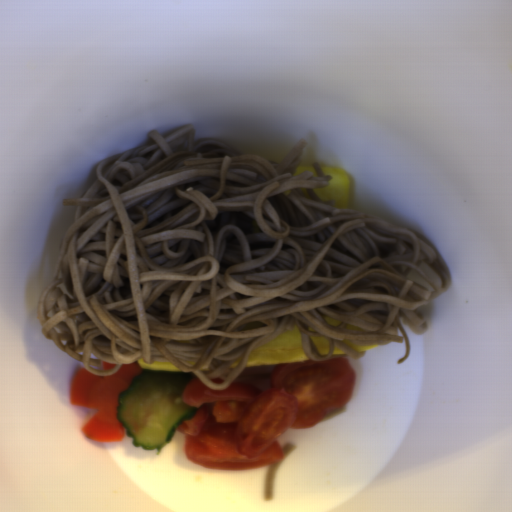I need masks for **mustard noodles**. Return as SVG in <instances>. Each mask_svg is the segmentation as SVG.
Here are the masks:
<instances>
[{
    "label": "mustard noodles",
    "mask_w": 512,
    "mask_h": 512,
    "mask_svg": "<svg viewBox=\"0 0 512 512\" xmlns=\"http://www.w3.org/2000/svg\"><path fill=\"white\" fill-rule=\"evenodd\" d=\"M99 162L96 179L63 234L37 305L40 332L95 376L143 359L195 373L227 389L257 348L294 325L307 357L335 345L353 360L360 346L425 336L424 307L452 275L412 230L340 209L316 190L333 180L319 162L295 175L308 145L280 162L194 126ZM341 321L330 326L325 317ZM330 340L320 357L311 337ZM117 363L103 371L101 361Z\"/></svg>",
    "instance_id": "mustard-noodles-1"
}]
</instances>
